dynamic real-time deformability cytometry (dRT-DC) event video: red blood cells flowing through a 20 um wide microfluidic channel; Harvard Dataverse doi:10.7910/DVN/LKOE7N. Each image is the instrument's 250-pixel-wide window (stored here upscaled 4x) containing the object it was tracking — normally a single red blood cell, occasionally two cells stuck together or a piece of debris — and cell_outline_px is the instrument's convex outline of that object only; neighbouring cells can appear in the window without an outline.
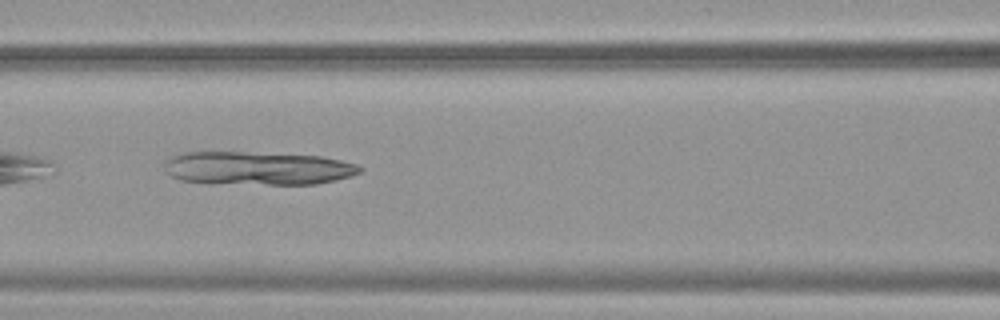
{"species": "common noctule bat (a hibernating species)", "species_latin": "Nyctalus noctula", "temperature_condition": "warm", "stored_images_in_passage": 34, "camera_frame_rate_fps": 3000, "um_per_image_px": 0.085, "animal": {"sex": "female", "body_mass_g": 19.9}, "frame": {"image": 1, "passage_image": 8, "time_ms": 2.333, "image_size_px": [1000, 320], "cell_outline_px": [[364, 168], [360, 172], [352, 176], [336, 180], [316, 184], [208, 184], [180, 180], [172, 176], [168, 172], [164, 164], [172, 156], [184, 152], [244, 152], [320, 156], [340, 160], [356, 164]], "centroid_in_image_um": [21.9, 14.31], "position_along_channel_um": 144.7, "area_um2": 38.21}}
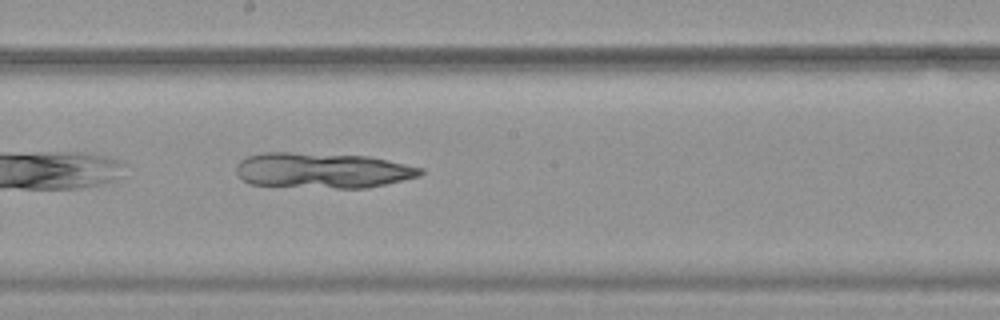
{"frame": {"image": 2, "passage_image": 14, "time_ms": 4.333, "image_size_px": [1000, 320], "cell_outline_px": [[424, 172], [420, 176], [384, 184], [364, 188], [336, 188], [248, 184], [236, 172], [236, 164], [240, 160], [248, 156], [260, 152], [292, 152], [368, 156], [388, 160], [424, 168]], "centroid_in_image_um": [27.4, 14.47], "position_along_channel_um": 220.8, "area_um2": 38.09}}
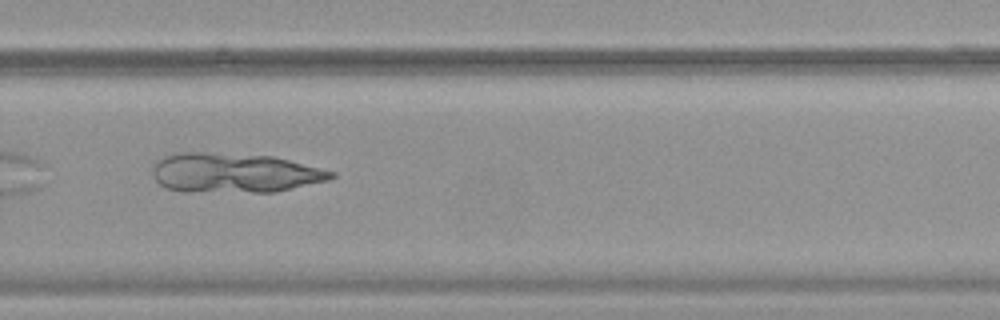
{"frame": {"image": 3, "passage_image": 21, "time_ms": 6.667, "image_size_px": [1000, 320], "cell_outline_px": [[336, 176], [332, 180], [276, 192], [188, 192], [168, 188], [160, 184], [152, 176], [152, 168], [156, 160], [172, 152], [204, 152], [272, 156], [336, 172]], "centroid_in_image_um": [19.92, 14.7], "position_along_channel_um": 309.9, "area_um2": 41.67}}